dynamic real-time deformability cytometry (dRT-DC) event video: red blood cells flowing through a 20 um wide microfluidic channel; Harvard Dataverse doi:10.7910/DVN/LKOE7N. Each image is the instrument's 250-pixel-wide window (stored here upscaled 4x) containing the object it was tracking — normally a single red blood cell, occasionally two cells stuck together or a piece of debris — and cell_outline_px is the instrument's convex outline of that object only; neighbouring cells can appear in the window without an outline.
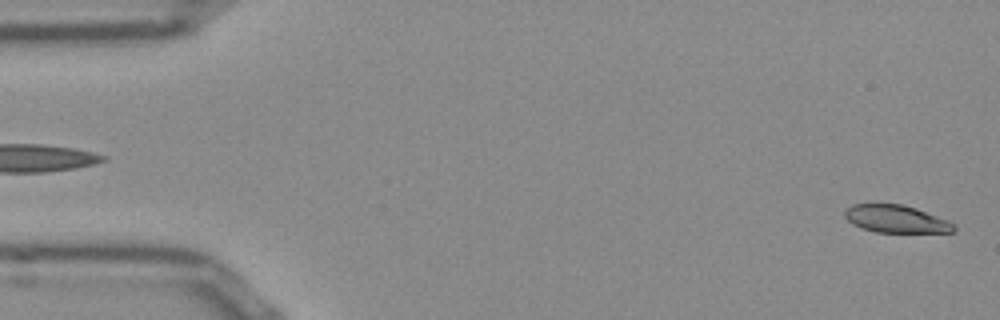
{"species": "Egyptian fruit bat (a non-hibernating species)", "species_latin": "Rousettus aegyptiacus", "temperature_condition": "room temperature", "stored_images_in_passage": 52, "camera_frame_rate_fps": 3000, "um_per_image_px": 0.085, "frame": {"image": 1, "passage_image": 1, "time_ms": 0.0, "image_size_px": [1000, 320], "cell_outline_px": [[956, 232], [876, 232], [852, 224], [844, 216], [844, 212], [852, 204], [900, 204], [916, 208], [948, 220], [956, 224]], "centroid_in_image_um": [76.2, 18.61], "position_along_channel_um": 8.8, "area_um2": 17.46}}
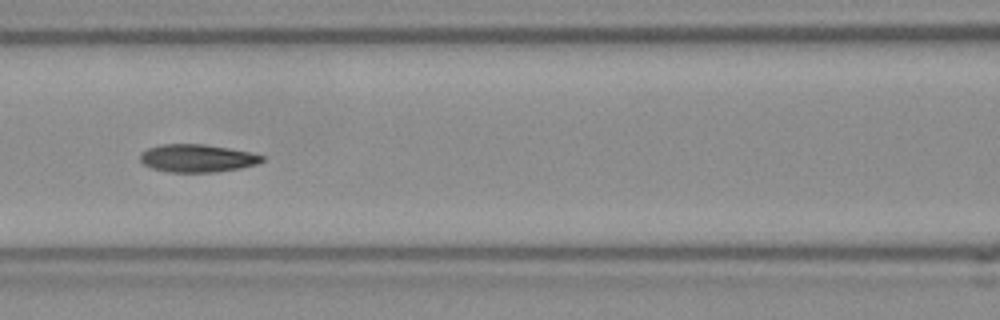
{"frame": {"image": 2, "passage_image": 22, "time_ms": 7.0, "image_size_px": [1000, 320], "cell_outline_px": [[264, 160], [256, 164], [240, 168], [216, 172], [168, 172], [152, 168], [144, 164], [140, 160], [140, 152], [148, 148], [160, 144], [204, 144], [228, 148], [248, 152], [264, 156]], "centroid_in_image_um": [16.73, 13.45], "position_along_channel_um": 149.9, "area_um2": 19.71}}
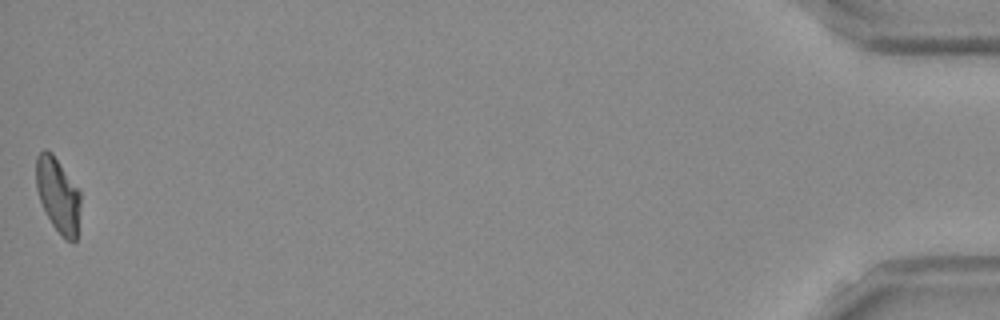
{"frame": {"image": 3, "passage_image": 52, "time_ms": 17.0, "image_size_px": [1000, 320], "cell_outline_px": [[80, 204], [76, 240], [72, 244], [64, 240], [52, 224], [40, 200], [36, 188], [36, 156], [44, 148], [52, 152], [80, 192]], "centroid_in_image_um": [4.92, 16.59], "position_along_channel_um": 430.3, "area_um2": 19.25}, "authors_computed_cell_mechanics": {"area_um2": 19.7387, "velocity_mm_per_s": 3.8374, "shape_relaxation_time_tau1_ms": 4.0667, "shape_relaxation_time_tau2_ms": 2.7885, "deformation_change_tau1": 0.1562, "deformation_change_tau2": 0.091}}